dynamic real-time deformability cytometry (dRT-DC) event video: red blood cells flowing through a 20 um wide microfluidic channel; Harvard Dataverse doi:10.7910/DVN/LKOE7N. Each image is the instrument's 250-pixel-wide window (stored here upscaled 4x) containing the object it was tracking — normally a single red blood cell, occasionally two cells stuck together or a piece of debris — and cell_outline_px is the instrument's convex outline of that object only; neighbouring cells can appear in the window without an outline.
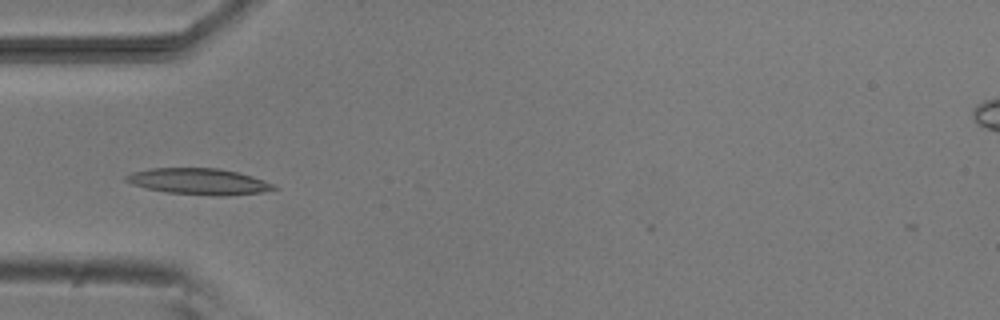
{"species": "common noctule bat (a hibernating species)", "species_latin": "Nyctalus noctula", "temperature_condition": "room temperature", "stored_images_in_passage": 8, "camera_frame_rate_fps": 3000, "um_per_image_px": 0.085, "animal": {"sex": "male", "body_mass_g": 20.5, "forearm_length_mm": 52.5}, "frame": {"image": 1, "passage_image": 5, "time_ms": 4.667, "image_size_px": [1000, 320], "cell_outline_px": [[280, 188], [260, 192], [228, 196], [212, 196], [164, 192], [132, 184], [124, 180], [124, 176], [132, 172], [152, 168], [220, 168], [252, 176], [264, 180]], "centroid_in_image_um": [16.89, 15.43], "position_along_channel_um": 68.1, "area_um2": 22.6}}
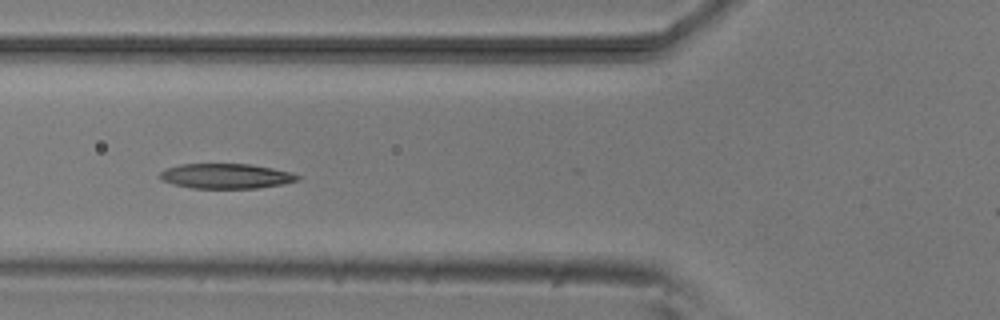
{"frame": {"image": 2, "passage_image": 6, "time_ms": 5.667, "image_size_px": [1000, 320], "cell_outline_px": [[300, 180], [284, 184], [256, 188], [192, 188], [160, 180], [160, 172], [168, 168], [180, 164], [252, 164], [272, 168], [288, 172], [300, 176]], "centroid_in_image_um": [19.23, 14.96], "position_along_channel_um": 106.6, "area_um2": 19.88}}
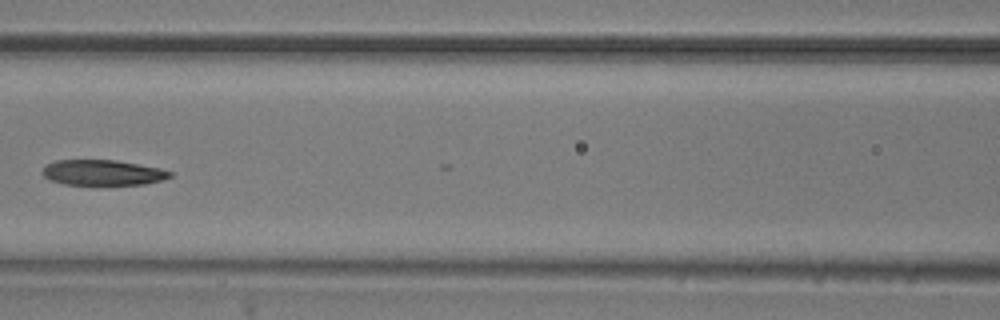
{"frame": {"image": 3, "passage_image": 7, "time_ms": 7.0, "image_size_px": [1000, 320], "cell_outline_px": [[172, 176], [160, 180], [144, 184], [108, 188], [64, 184], [52, 180], [44, 176], [40, 172], [48, 164], [56, 160], [116, 160], [160, 168], [172, 172]], "centroid_in_image_um": [8.74, 14.72], "position_along_channel_um": 157.9, "area_um2": 19.77}}